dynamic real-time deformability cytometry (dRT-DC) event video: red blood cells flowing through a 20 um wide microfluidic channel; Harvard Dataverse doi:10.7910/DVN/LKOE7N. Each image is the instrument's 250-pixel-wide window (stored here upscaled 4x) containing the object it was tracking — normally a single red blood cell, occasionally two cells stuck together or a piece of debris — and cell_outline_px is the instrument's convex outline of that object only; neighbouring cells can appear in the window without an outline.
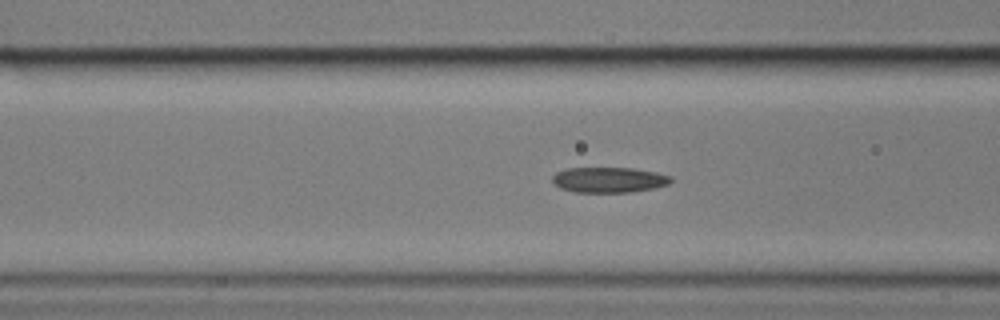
{"species": "common noctule bat (a hibernating species)", "species_latin": "Nyctalus noctula", "temperature_condition": "cold", "stored_images_in_passage": 31, "camera_frame_rate_fps": 3000, "um_per_image_px": 0.085, "animal": {"sex": "male", "body_mass_g": 17.9}, "frame": {"image": 1, "passage_image": 22, "time_ms": 7.0, "image_size_px": [1000, 320], "cell_outline_px": [[672, 180], [668, 184], [652, 188], [628, 192], [576, 192], [560, 188], [552, 180], [552, 176], [556, 172], [564, 168], [632, 168], [656, 172], [672, 176]], "centroid_in_image_um": [51.74, 15.27], "position_along_channel_um": 114.9, "area_um2": 17.46}}